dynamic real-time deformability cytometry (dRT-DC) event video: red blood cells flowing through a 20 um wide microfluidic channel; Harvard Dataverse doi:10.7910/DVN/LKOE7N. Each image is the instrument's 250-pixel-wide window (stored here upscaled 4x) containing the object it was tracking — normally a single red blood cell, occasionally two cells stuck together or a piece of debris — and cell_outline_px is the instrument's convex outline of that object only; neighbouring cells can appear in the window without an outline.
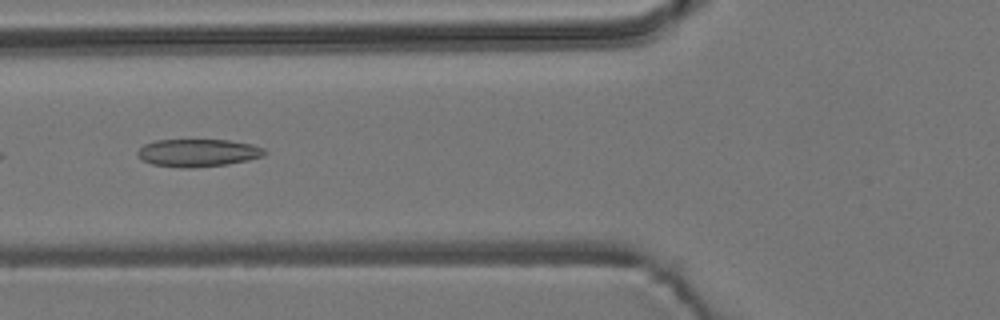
{"species": "common noctule bat (a hibernating species)", "species_latin": "Nyctalus noctula", "temperature_condition": "room temperature", "stored_images_in_passage": 8, "camera_frame_rate_fps": 3000, "um_per_image_px": 0.085, "animal": {"sex": "male", "body_mass_g": 19.2, "forearm_length_mm": 51.8}, "frame": {"image": 1, "passage_image": 5, "time_ms": 1.333, "image_size_px": [1000, 320], "cell_outline_px": [[268, 152], [264, 156], [248, 160], [228, 164], [192, 168], [180, 168], [152, 164], [136, 156], [136, 152], [144, 144], [156, 140], [228, 140], [252, 144], [264, 148]], "centroid_in_image_um": [16.83, 12.99], "position_along_channel_um": 109.0, "area_um2": 20.63}}
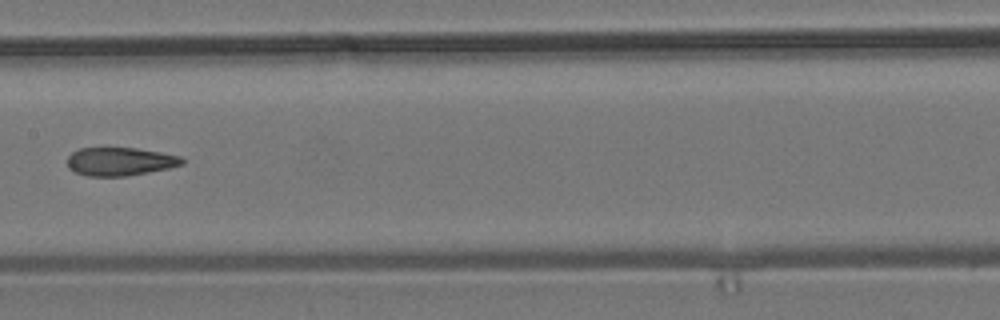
{"frame": {"image": 2, "passage_image": 7, "time_ms": 2.0, "image_size_px": [1000, 320], "cell_outline_px": [[184, 164], [168, 168], [128, 176], [88, 176], [76, 172], [68, 168], [68, 156], [72, 152], [80, 148], [136, 148], [160, 152], [180, 156], [184, 160]], "centroid_in_image_um": [10.2, 13.73], "position_along_channel_um": 197.2, "area_um2": 18.84}}
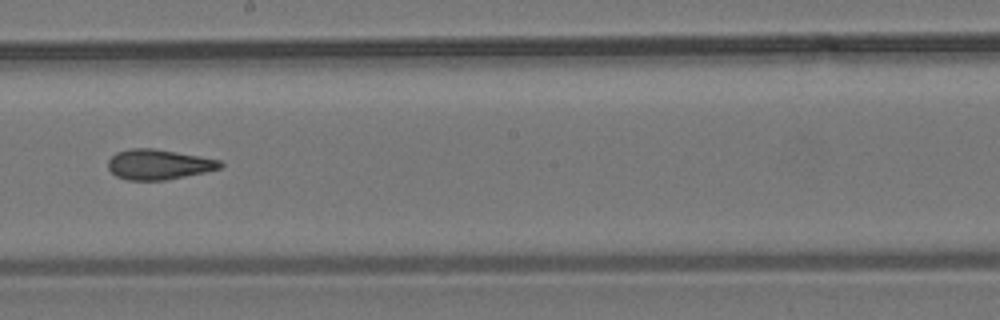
{"frame": {"image": 3, "passage_image": 8, "time_ms": 2.333, "image_size_px": [1000, 320], "cell_outline_px": [[224, 164], [220, 168], [204, 172], [164, 180], [128, 180], [116, 176], [108, 168], [108, 160], [116, 152], [128, 148], [152, 148], [200, 156], [220, 160]], "centroid_in_image_um": [13.46, 13.97], "position_along_channel_um": 234.7, "area_um2": 19.59}}